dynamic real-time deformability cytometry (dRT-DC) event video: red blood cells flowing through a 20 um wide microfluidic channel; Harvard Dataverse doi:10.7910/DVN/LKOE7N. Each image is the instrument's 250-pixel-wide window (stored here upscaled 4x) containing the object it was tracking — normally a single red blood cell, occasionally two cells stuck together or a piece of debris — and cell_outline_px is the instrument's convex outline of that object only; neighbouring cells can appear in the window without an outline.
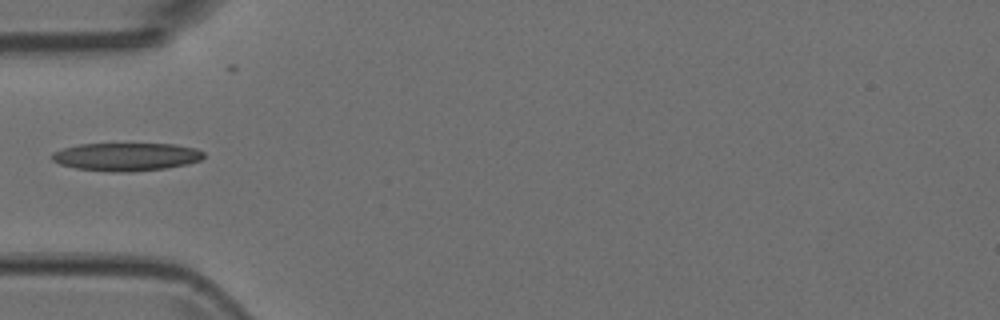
{"species": "Egyptian fruit bat (a non-hibernating species)", "species_latin": "Rousettus aegyptiacus", "temperature_condition": "room temperature", "stored_images_in_passage": 1, "camera_frame_rate_fps": 3000, "um_per_image_px": 0.085, "animal": {"sex": "female"}, "frame": {"image": 1, "passage_image": 1, "time_ms": 0.0, "image_size_px": [1000, 320], "cell_outline_px": [[204, 156], [200, 160], [188, 164], [164, 168], [132, 172], [112, 172], [76, 168], [60, 164], [52, 160], [52, 152], [64, 148], [80, 144], [176, 144], [196, 148], [204, 152]], "centroid_in_image_um": [10.75, 13.32], "position_along_channel_um": 74.3, "area_um2": 24.8}}